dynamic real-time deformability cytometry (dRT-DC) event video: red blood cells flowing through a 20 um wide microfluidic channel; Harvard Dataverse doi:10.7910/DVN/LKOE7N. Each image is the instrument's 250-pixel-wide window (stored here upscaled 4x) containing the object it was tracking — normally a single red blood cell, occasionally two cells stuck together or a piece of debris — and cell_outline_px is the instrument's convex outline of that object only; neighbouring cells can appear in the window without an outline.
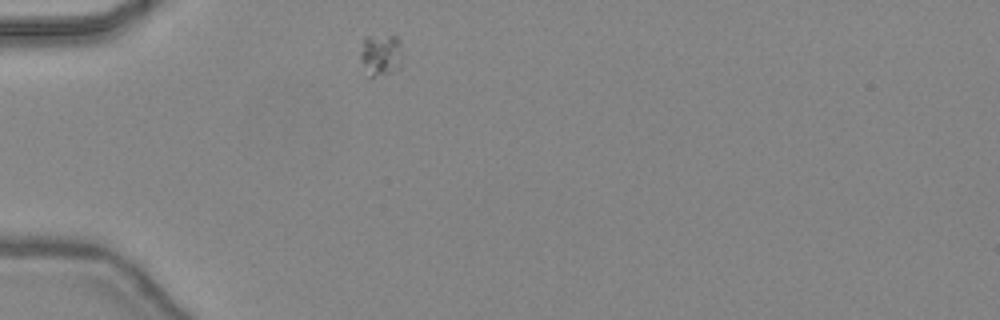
{"species": "common noctule bat (a hibernating species)", "species_latin": "Nyctalus noctula", "temperature_condition": "warm", "stored_images_in_passage": 35, "camera_frame_rate_fps": 3000, "um_per_image_px": 0.085, "animal": {"sex": "female", "body_mass_g": 24.6, "forearm_length_mm": 56.2}, "frame": {"image": 1, "passage_image": 1, "time_ms": 0.0, "image_size_px": [1000, 320], "cell_outline_px": [[400, 68], [392, 72], [368, 80], [364, 76], [360, 56], [360, 52], [364, 36], [396, 36], [400, 40]], "centroid_in_image_um": [32.3, 4.73], "position_along_channel_um": 52.7, "area_um2": 10.69}}
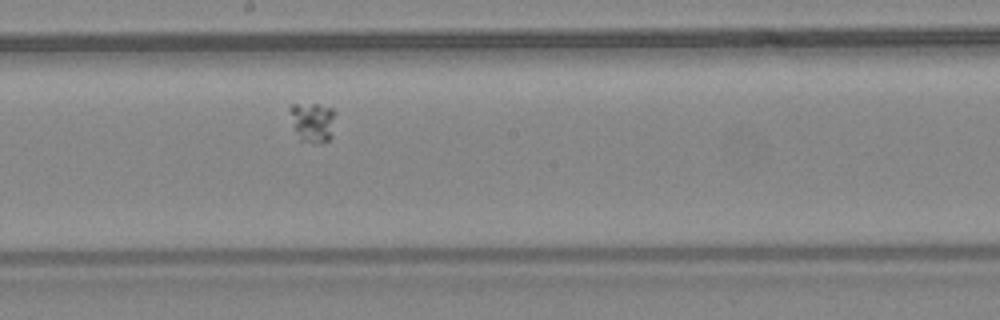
{"frame": {"image": 2, "passage_image": 14, "time_ms": 4.333, "image_size_px": [1000, 320], "cell_outline_px": [[336, 112], [332, 136], [328, 140], [320, 144], [316, 144], [300, 140], [296, 132], [288, 108], [288, 104], [316, 104], [332, 108]], "centroid_in_image_um": [26.59, 10.38], "position_along_channel_um": 221.6, "area_um2": 10.75}}
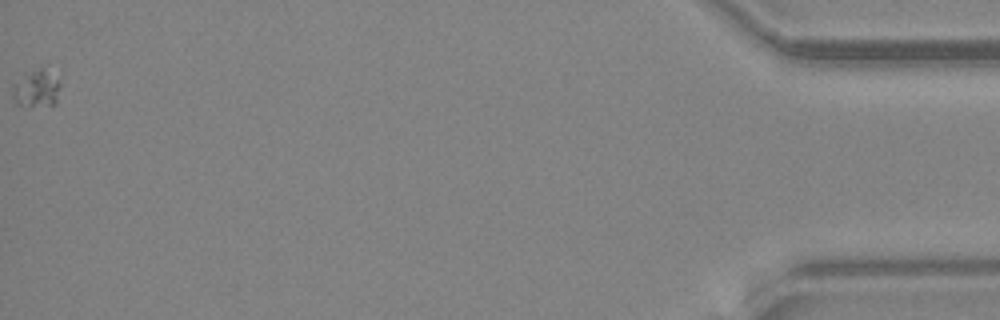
{"frame": {"image": 3, "passage_image": 35, "time_ms": 11.333, "image_size_px": [1000, 320], "cell_outline_px": [[60, 84], [56, 104], [32, 108], [16, 104], [12, 100], [12, 84], [24, 72], [40, 64], [44, 64], [60, 68]], "centroid_in_image_um": [3.17, 7.38], "position_along_channel_um": 432.0, "area_um2": 12.2}}